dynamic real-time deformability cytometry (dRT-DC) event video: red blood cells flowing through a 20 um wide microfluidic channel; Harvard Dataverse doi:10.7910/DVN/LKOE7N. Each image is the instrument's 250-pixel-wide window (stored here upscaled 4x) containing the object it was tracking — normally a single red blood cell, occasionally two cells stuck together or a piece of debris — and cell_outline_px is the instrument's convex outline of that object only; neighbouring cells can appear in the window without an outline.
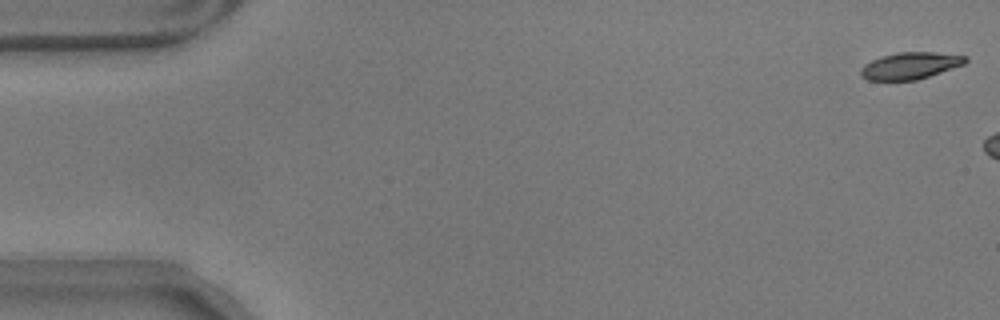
{"species": "common noctule bat (a hibernating species)", "species_latin": "Nyctalus noctula", "temperature_condition": "warm", "stored_images_in_passage": 6, "camera_frame_rate_fps": 3000, "um_per_image_px": 0.085, "animal": {"sex": "male", "body_mass_g": 17.9}, "frame": {"image": 1, "passage_image": 1, "time_ms": 0.0, "image_size_px": [1000, 320], "cell_outline_px": [[968, 60], [964, 64], [916, 80], [868, 80], [860, 76], [860, 68], [864, 64], [880, 56], [896, 52], [932, 52], [968, 56]], "centroid_in_image_um": [77.33, 5.57], "position_along_channel_um": 7.7, "area_um2": 16.36}}